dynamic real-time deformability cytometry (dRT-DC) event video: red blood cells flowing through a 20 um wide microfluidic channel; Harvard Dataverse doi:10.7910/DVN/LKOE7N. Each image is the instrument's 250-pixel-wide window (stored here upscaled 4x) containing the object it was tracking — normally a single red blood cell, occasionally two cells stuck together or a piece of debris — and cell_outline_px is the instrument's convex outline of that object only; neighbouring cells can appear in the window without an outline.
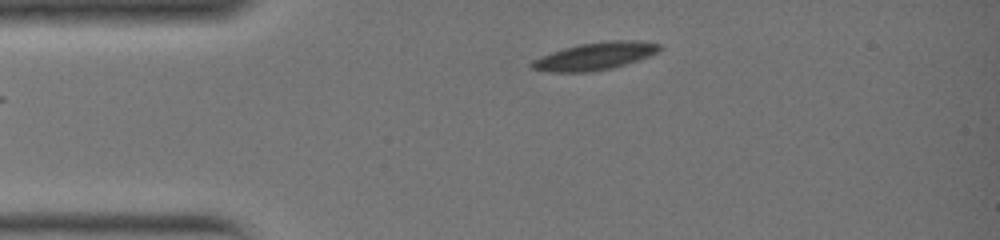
{"species": "common noctule bat (a hibernating species)", "species_latin": "Nyctalus noctula", "temperature_condition": "warm", "stored_images_in_passage": 27, "camera_frame_rate_fps": 3000, "um_per_image_px": 0.085, "animal": {"sex": "female", "body_mass_g": 19.0, "forearm_length_mm": 51.5}, "frame": {"image": 1, "passage_image": 2, "time_ms": 0.333, "image_size_px": [1000, 240], "cell_outline_px": [[660, 48], [656, 52], [648, 56], [612, 68], [588, 72], [548, 72], [532, 68], [528, 64], [532, 60], [540, 56], [564, 48], [580, 44], [604, 40], [640, 40], [660, 44]], "centroid_in_image_um": [50.53, 4.76], "position_along_channel_um": 34.5, "area_um2": 20.4}}
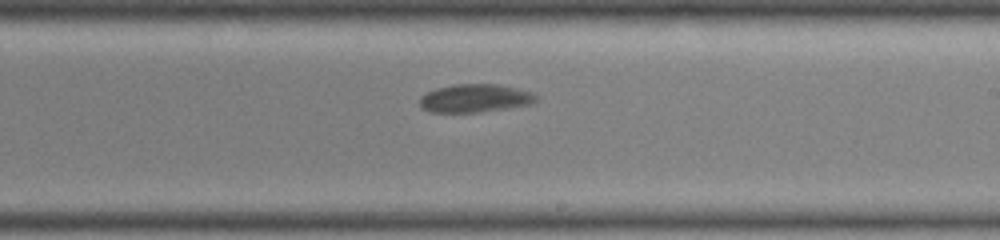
{"frame": {"image": 2, "passage_image": 16, "time_ms": 5.0, "image_size_px": [1000, 240], "cell_outline_px": [[540, 96], [532, 104], [508, 108], [480, 112], [432, 112], [420, 108], [420, 96], [436, 88], [456, 84], [496, 84], [516, 88], [532, 92]], "centroid_in_image_um": [40.39, 8.35], "position_along_channel_um": 248.6, "area_um2": 19.19}}
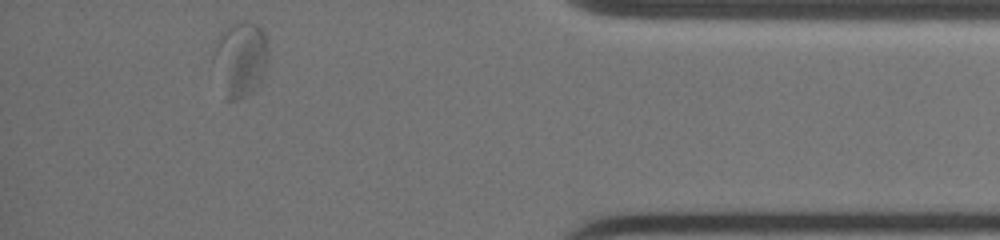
{"frame": {"image": 3, "passage_image": 27, "time_ms": 8.667, "image_size_px": [1000, 240], "cell_outline_px": [[268, 60], [264, 76], [252, 92], [236, 100], [224, 100], [212, 60], [212, 56], [216, 36], [228, 24], [236, 20], [244, 20], [256, 24], [264, 32], [268, 44]], "centroid_in_image_um": [20.4, 4.98], "position_along_channel_um": 414.8, "area_um2": 24.97}}